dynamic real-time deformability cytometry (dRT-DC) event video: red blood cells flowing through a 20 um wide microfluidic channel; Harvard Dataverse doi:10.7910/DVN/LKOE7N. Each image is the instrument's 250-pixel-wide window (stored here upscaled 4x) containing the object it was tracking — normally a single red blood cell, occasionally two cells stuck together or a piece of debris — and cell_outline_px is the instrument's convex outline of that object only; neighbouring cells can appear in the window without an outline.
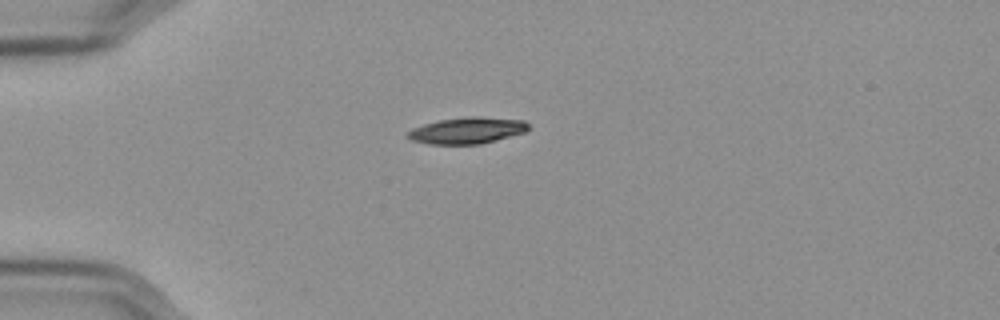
{"species": "Egyptian fruit bat (a non-hibernating species)", "species_latin": "Rousettus aegyptiacus", "temperature_condition": "cold", "stored_images_in_passage": 43, "camera_frame_rate_fps": 3000, "um_per_image_px": 0.085, "frame": {"image": 1, "passage_image": 1, "time_ms": 0.0, "image_size_px": [1000, 320], "cell_outline_px": [[528, 128], [524, 132], [496, 140], [480, 144], [428, 144], [412, 140], [404, 136], [412, 128], [424, 124], [440, 120], [468, 116], [480, 116], [524, 120], [528, 124]], "centroid_in_image_um": [39.68, 11.09], "position_along_channel_um": 45.3, "area_um2": 18.55}}
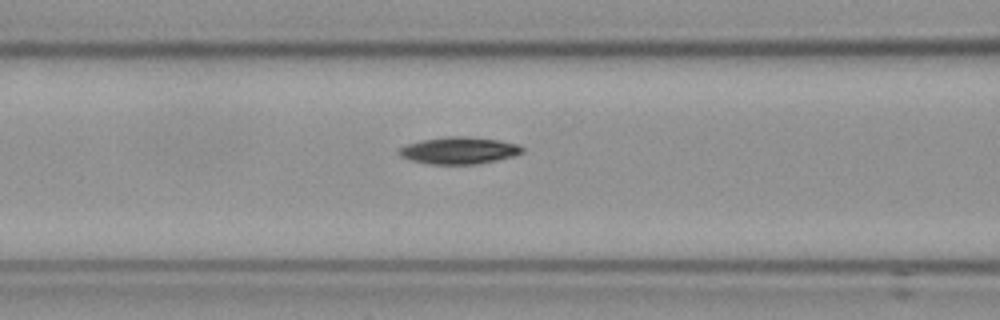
{"frame": {"image": 2, "passage_image": 10, "time_ms": 3.0, "image_size_px": [1000, 320], "cell_outline_px": [[524, 152], [512, 156], [496, 160], [476, 164], [428, 164], [412, 160], [400, 156], [396, 152], [400, 148], [408, 144], [420, 140], [448, 136], [468, 136], [500, 140], [520, 144], [524, 148]], "centroid_in_image_um": [39.03, 12.78], "position_along_channel_um": 127.6, "area_um2": 19.48}}
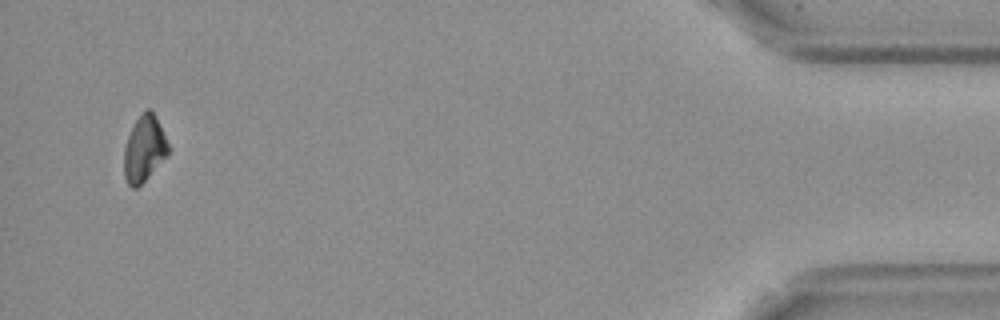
{"frame": {"image": 3, "passage_image": 41, "time_ms": 13.333, "image_size_px": [1000, 320], "cell_outline_px": [[172, 148], [168, 156], [136, 188], [132, 188], [128, 184], [124, 176], [124, 148], [128, 136], [140, 112], [144, 108], [148, 108], [156, 116]], "centroid_in_image_um": [12.29, 12.61], "position_along_channel_um": 422.9, "area_um2": 17.28}, "authors_computed_cell_mechanics": {"area_um2": 18.5538, "velocity_mm_per_s": 3.5788, "shape_relaxation_time_tau1_ms": 6.0826, "shape_relaxation_time_tau2_ms": null, "deformation_change_tau1": 0.1415, "deformation_change_tau2": null}}